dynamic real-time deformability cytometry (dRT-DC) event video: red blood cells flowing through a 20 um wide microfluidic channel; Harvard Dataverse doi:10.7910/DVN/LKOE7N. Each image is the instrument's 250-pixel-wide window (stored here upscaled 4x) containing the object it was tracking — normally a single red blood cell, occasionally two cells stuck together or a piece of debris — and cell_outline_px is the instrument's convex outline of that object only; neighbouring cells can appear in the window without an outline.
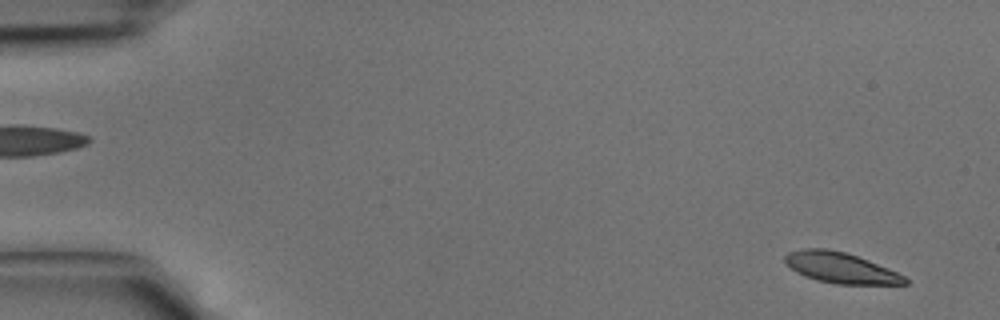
{"species": "common noctule bat (a hibernating species)", "species_latin": "Nyctalus noctula", "temperature_condition": "cold", "stored_images_in_passage": 42, "camera_frame_rate_fps": 3000, "um_per_image_px": 0.085, "animal": {"sex": "male", "body_mass_g": 15.6}, "frame": {"image": 1, "passage_image": 2, "time_ms": 0.333, "image_size_px": [1000, 320], "cell_outline_px": [[908, 284], [836, 284], [816, 280], [804, 276], [796, 272], [784, 264], [784, 256], [788, 252], [804, 248], [828, 248], [844, 252], [868, 260], [888, 268], [904, 276], [908, 280]], "centroid_in_image_um": [71.4, 22.76], "position_along_channel_um": 13.6, "area_um2": 21.5}}
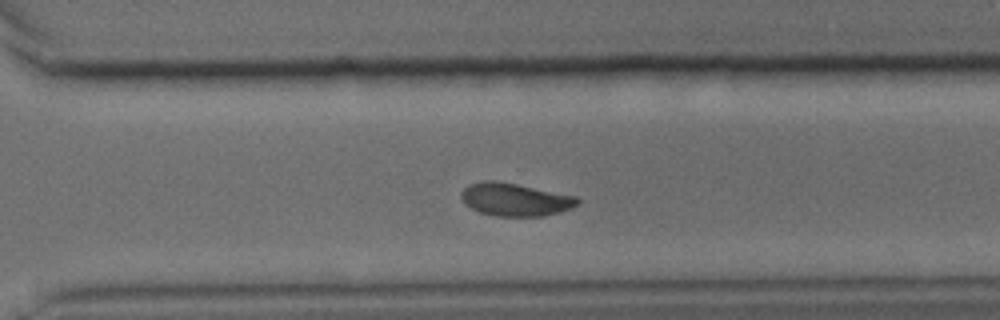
{"frame": {"image": 2, "passage_image": 30, "time_ms": 9.667, "image_size_px": [1000, 320], "cell_outline_px": [[580, 204], [572, 208], [560, 212], [540, 216], [496, 216], [480, 212], [464, 204], [460, 196], [460, 192], [468, 184], [480, 180], [496, 180], [576, 196], [580, 200]], "centroid_in_image_um": [43.76, 16.95], "position_along_channel_um": 326.8, "area_um2": 22.43}}
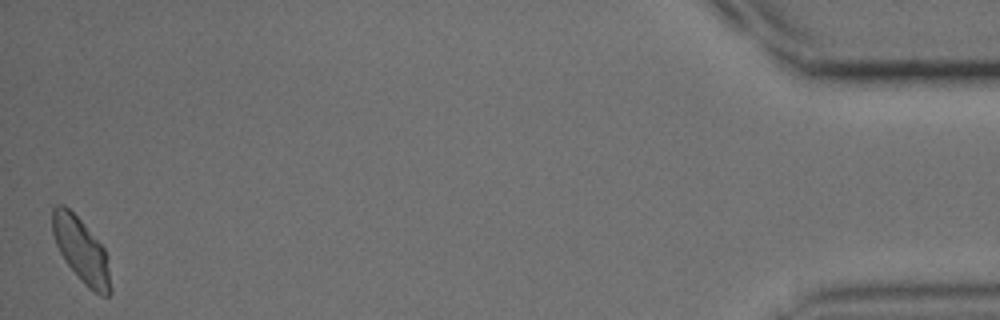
{"frame": {"image": 3, "passage_image": 42, "time_ms": 13.667, "image_size_px": [1000, 320], "cell_outline_px": [[112, 292], [108, 296], [100, 296], [88, 288], [84, 284], [64, 260], [56, 244], [52, 232], [52, 208], [56, 204], [64, 204], [80, 220], [104, 248], [108, 256]], "centroid_in_image_um": [6.92, 21.31], "position_along_channel_um": 428.3, "area_um2": 21.91}}